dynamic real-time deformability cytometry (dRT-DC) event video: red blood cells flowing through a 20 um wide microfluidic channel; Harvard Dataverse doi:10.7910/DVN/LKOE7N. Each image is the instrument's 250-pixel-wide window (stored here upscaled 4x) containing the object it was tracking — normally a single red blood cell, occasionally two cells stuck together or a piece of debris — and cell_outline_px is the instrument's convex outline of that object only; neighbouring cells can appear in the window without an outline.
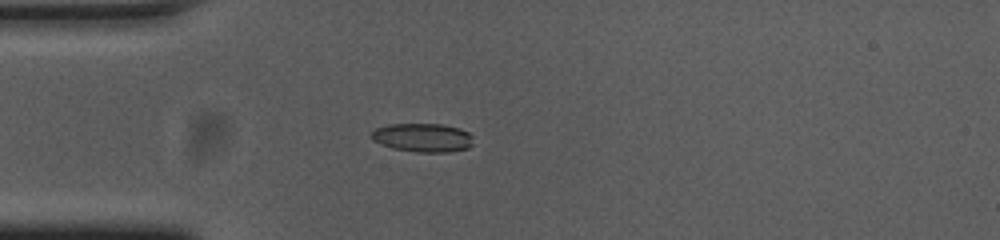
{"species": "common noctule bat (a hibernating species)", "species_latin": "Nyctalus noctula", "temperature_condition": "cold", "stored_images_in_passage": 41, "camera_frame_rate_fps": 3000, "um_per_image_px": 0.085, "animal": {"sex": "female", "body_mass_g": 23.0, "forearm_length_mm": 53.4}, "frame": {"image": 1, "passage_image": 1, "time_ms": 0.0, "image_size_px": [1000, 240], "cell_outline_px": [[472, 144], [468, 148], [448, 152], [416, 152], [392, 148], [380, 144], [372, 140], [368, 136], [376, 128], [388, 124], [440, 124], [460, 128], [468, 132], [472, 136]], "centroid_in_image_um": [35.9, 11.7], "position_along_channel_um": 49.1, "area_um2": 17.17}}
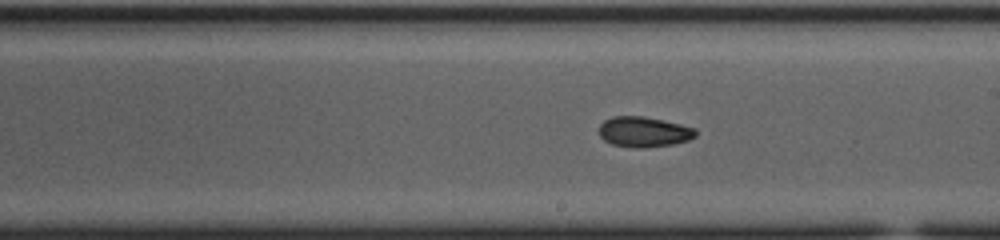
{"frame": {"image": 2, "passage_image": 17, "time_ms": 5.333, "image_size_px": [1000, 240], "cell_outline_px": [[696, 136], [688, 140], [672, 144], [640, 148], [632, 148], [612, 144], [604, 140], [600, 136], [600, 124], [604, 120], [612, 116], [644, 116], [664, 120], [696, 128]], "centroid_in_image_um": [54.72, 11.2], "position_along_channel_um": 234.3, "area_um2": 17.11}}
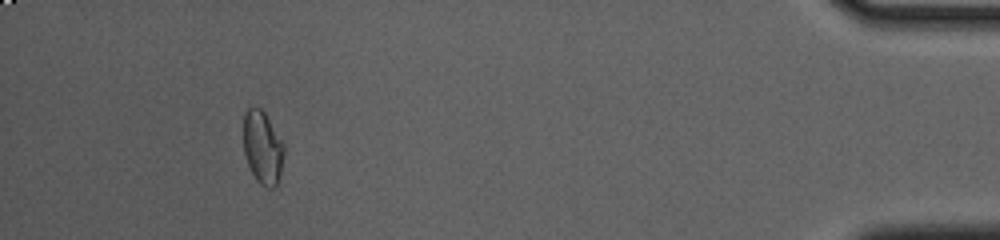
{"frame": {"image": 3, "passage_image": 37, "time_ms": 12.0, "image_size_px": [1000, 240], "cell_outline_px": [[284, 152], [280, 176], [276, 184], [272, 188], [264, 188], [256, 180], [244, 156], [244, 112], [252, 104], [260, 108], [264, 112], [284, 144]], "centroid_in_image_um": [22.31, 12.53], "position_along_channel_um": 412.9, "area_um2": 17.34}, "authors_computed_cell_mechanics": {"area_um2": 17.051, "velocity_mm_per_s": 3.6782, "shape_relaxation_time_tau1_ms": 5.6248, "shape_relaxation_time_tau2_ms": 3.1925, "deformation_change_tau1": 0.1556, "deformation_change_tau2": 0.0688}}